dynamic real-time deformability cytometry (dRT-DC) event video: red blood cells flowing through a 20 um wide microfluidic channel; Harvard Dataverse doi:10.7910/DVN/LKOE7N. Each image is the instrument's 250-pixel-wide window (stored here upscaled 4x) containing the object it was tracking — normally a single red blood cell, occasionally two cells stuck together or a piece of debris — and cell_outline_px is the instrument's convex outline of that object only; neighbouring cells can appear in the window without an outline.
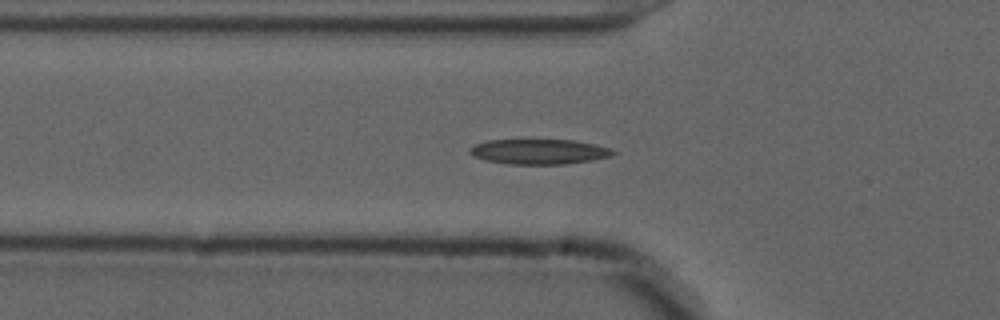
{"species": "common noctule bat (a hibernating species)", "species_latin": "Nyctalus noctula", "temperature_condition": "cold", "stored_images_in_passage": 38, "camera_frame_rate_fps": 3000, "um_per_image_px": 0.085, "animal": {"sex": "male", "forearm_length_mm": 52.5}, "frame": {"image": 1, "passage_image": 2, "time_ms": 0.333, "image_size_px": [1000, 320], "cell_outline_px": [[616, 152], [612, 156], [592, 160], [564, 164], [504, 164], [484, 160], [472, 156], [468, 152], [468, 148], [476, 144], [488, 140], [576, 140], [596, 144], [608, 148]], "centroid_in_image_um": [45.78, 12.89], "position_along_channel_um": 80.0, "area_um2": 21.1}}
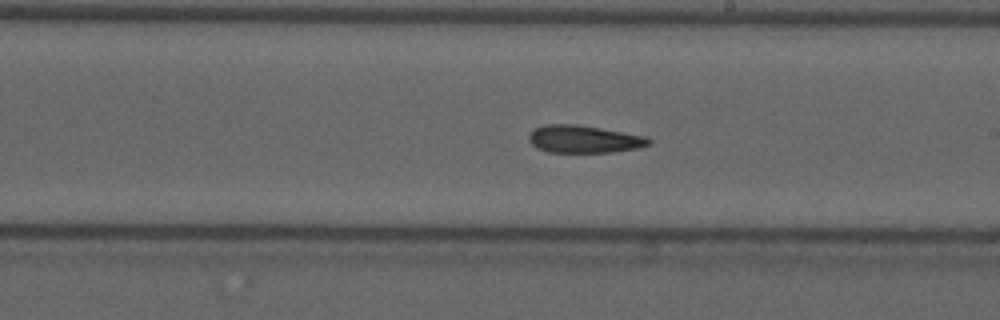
{"frame": {"image": 2, "passage_image": 15, "time_ms": 4.667, "image_size_px": [1000, 320], "cell_outline_px": [[652, 144], [640, 148], [612, 152], [548, 152], [536, 148], [528, 140], [528, 136], [532, 128], [544, 124], [576, 124], [648, 136], [652, 140]], "centroid_in_image_um": [49.64, 11.82], "position_along_channel_um": 239.4, "area_um2": 19.59}}
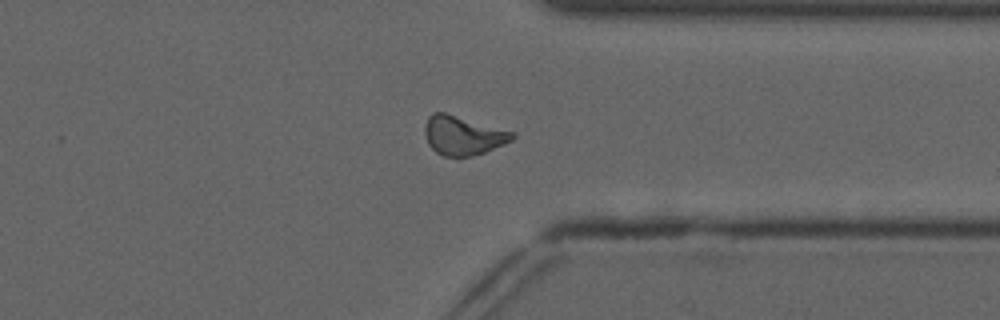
{"frame": {"image": 3, "passage_image": 26, "time_ms": 8.333, "image_size_px": [1000, 320], "cell_outline_px": [[516, 136], [512, 140], [504, 144], [484, 152], [472, 156], [444, 156], [436, 152], [428, 144], [424, 132], [424, 124], [428, 116], [432, 112], [444, 112], [516, 132]], "centroid_in_image_um": [39.34, 11.5], "position_along_channel_um": 372.1, "area_um2": 20.0}, "authors_computed_cell_mechanics": {"area_um2": 19.652, "velocity_mm_per_s": 3.6772, "shape_relaxation_time_tau1_ms": null, "shape_relaxation_time_tau2_ms": 5.2142, "deformation_change_tau1": null, "deformation_change_tau2": 0.1382}}